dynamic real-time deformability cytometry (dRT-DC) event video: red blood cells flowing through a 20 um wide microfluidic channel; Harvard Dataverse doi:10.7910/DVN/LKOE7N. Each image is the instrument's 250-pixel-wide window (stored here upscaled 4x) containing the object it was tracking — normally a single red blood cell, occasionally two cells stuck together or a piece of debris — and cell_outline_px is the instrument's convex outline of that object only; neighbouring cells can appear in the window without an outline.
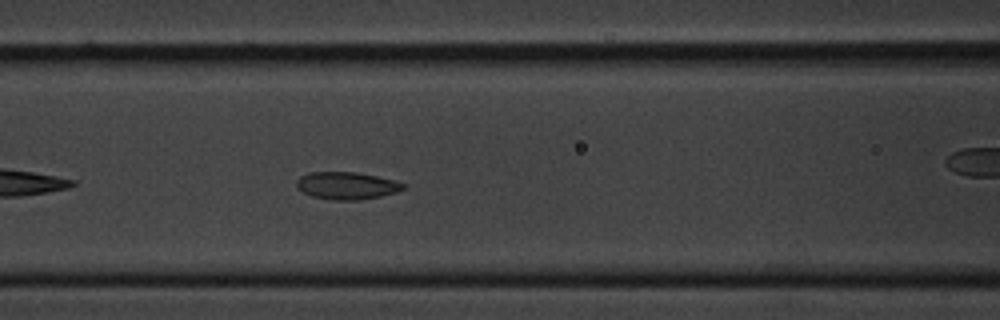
{"species": "common noctule bat (a hibernating species)", "species_latin": "Nyctalus noctula", "temperature_condition": "cold", "stored_images_in_passage": 46, "camera_frame_rate_fps": 3000, "um_per_image_px": 0.085, "animal": {"sex": "male", "body_mass_g": 20.1, "forearm_length_mm": 53.5}, "frame": {"image": 1, "passage_image": 10, "time_ms": 3.0, "image_size_px": [1000, 320], "cell_outline_px": [[408, 188], [396, 192], [380, 196], [356, 200], [332, 200], [312, 196], [304, 192], [296, 184], [296, 180], [300, 176], [312, 172], [356, 172], [396, 180], [408, 184]], "centroid_in_image_um": [29.54, 15.77], "position_along_channel_um": 137.1, "area_um2": 17.05}}
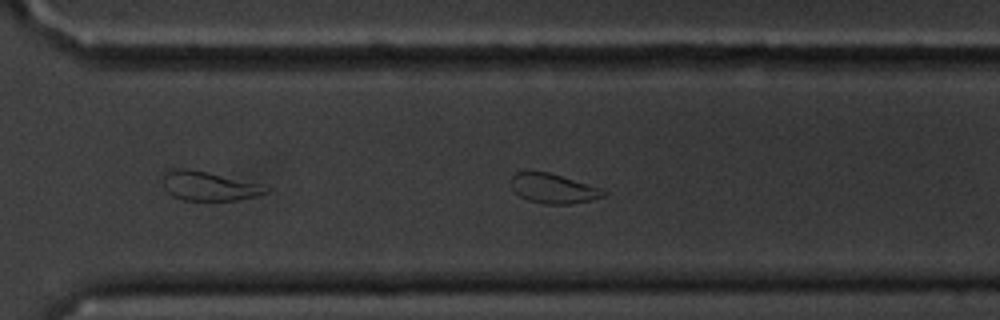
{"frame": {"image": 2, "passage_image": 27, "time_ms": 8.667, "image_size_px": [1000, 320], "cell_outline_px": [[608, 192], [604, 196], [588, 200], [568, 204], [544, 204], [528, 200], [520, 196], [512, 188], [508, 180], [516, 172], [548, 172], [600, 188]], "centroid_in_image_um": [46.98, 16.02], "position_along_channel_um": 323.6, "area_um2": 15.72}}
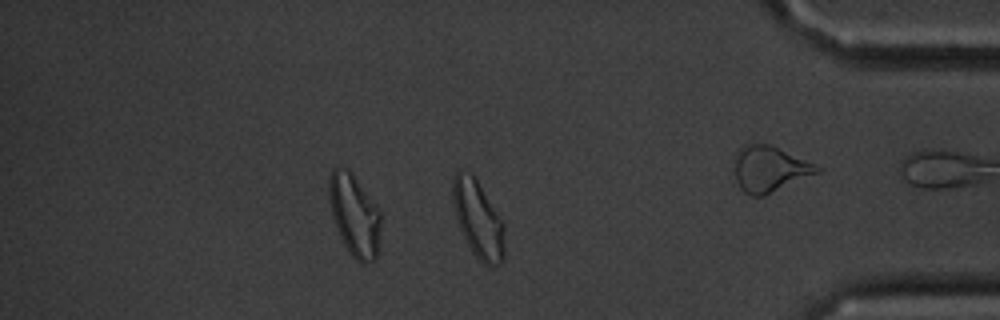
{"frame": {"image": 3, "passage_image": 36, "time_ms": 11.667, "image_size_px": [1000, 320], "cell_outline_px": [[504, 260], [500, 264], [484, 264], [472, 252], [456, 220], [452, 204], [452, 176], [456, 172], [472, 172], [504, 224]], "centroid_in_image_um": [40.61, 18.61], "position_along_channel_um": 394.6, "area_um2": 23.18}, "authors_computed_cell_mechanics": {"area_um2": 17.4267, "velocity_mm_per_s": 3.3043, "shape_relaxation_time_tau1_ms": 3.5073, "shape_relaxation_time_tau2_ms": 1.8303, "deformation_change_tau1": 0.0897, "deformation_change_tau2": 0.0616}}